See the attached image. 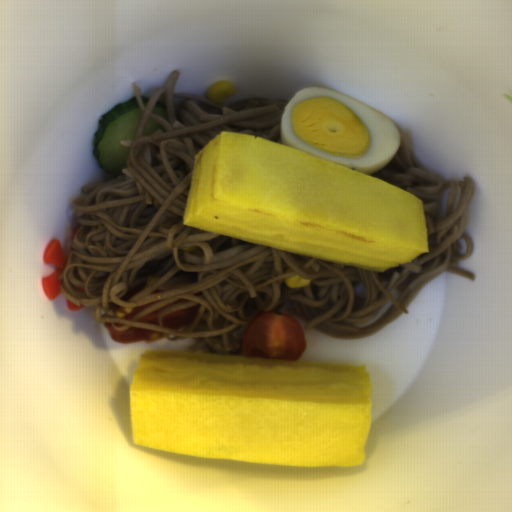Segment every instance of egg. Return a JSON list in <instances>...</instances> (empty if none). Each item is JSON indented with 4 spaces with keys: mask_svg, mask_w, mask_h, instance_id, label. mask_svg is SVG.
Returning a JSON list of instances; mask_svg holds the SVG:
<instances>
[{
    "mask_svg": "<svg viewBox=\"0 0 512 512\" xmlns=\"http://www.w3.org/2000/svg\"><path fill=\"white\" fill-rule=\"evenodd\" d=\"M279 136L281 145L367 175L388 165L401 145L390 118L336 90L314 86L291 97Z\"/></svg>",
    "mask_w": 512,
    "mask_h": 512,
    "instance_id": "d2b9013d",
    "label": "egg"
}]
</instances>
